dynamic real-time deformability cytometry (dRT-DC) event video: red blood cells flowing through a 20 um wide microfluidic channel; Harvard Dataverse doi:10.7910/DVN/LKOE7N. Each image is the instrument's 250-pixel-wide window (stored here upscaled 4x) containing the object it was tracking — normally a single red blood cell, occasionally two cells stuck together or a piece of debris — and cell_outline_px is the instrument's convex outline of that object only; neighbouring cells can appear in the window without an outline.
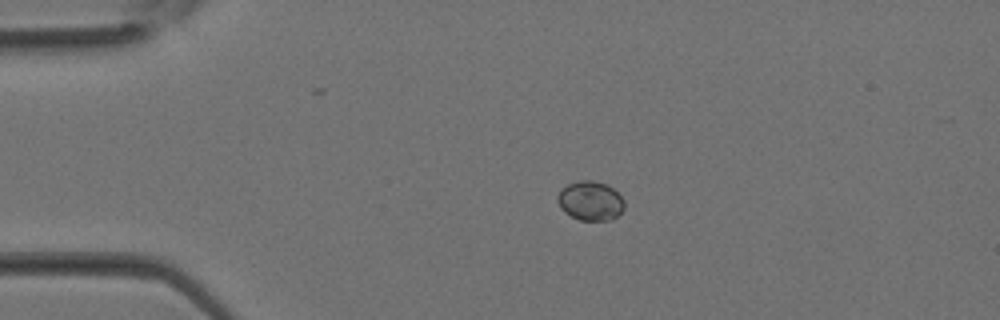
{"species": "Egyptian fruit bat (a non-hibernating species)", "species_latin": "Rousettus aegyptiacus", "temperature_condition": "room temperature", "stored_images_in_passage": 22, "camera_frame_rate_fps": 3000, "um_per_image_px": 0.085, "animal": {"sex": "female"}, "frame": {"image": 1, "passage_image": 1, "time_ms": 0.0, "image_size_px": [1000, 320], "cell_outline_px": [[624, 208], [616, 216], [608, 220], [580, 220], [564, 212], [560, 208], [556, 200], [556, 196], [568, 184], [580, 180], [592, 180], [604, 184], [612, 188], [624, 200]], "centroid_in_image_um": [50.16, 17.07], "position_along_channel_um": 34.8, "area_um2": 15.09}}
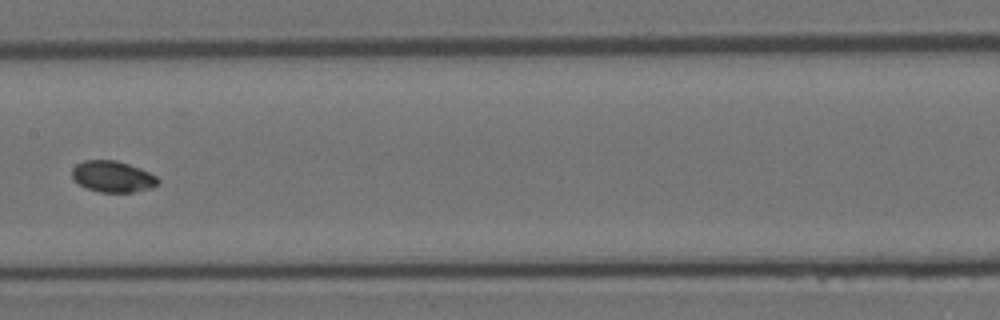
{"frame": {"image": 2, "passage_image": 12, "time_ms": 3.667, "image_size_px": [1000, 320], "cell_outline_px": [[160, 180], [152, 188], [132, 192], [100, 192], [88, 188], [72, 180], [72, 168], [76, 164], [84, 160], [116, 160], [140, 168], [156, 176]], "centroid_in_image_um": [9.56, 15.0], "position_along_channel_um": 197.8, "area_um2": 15.61}}
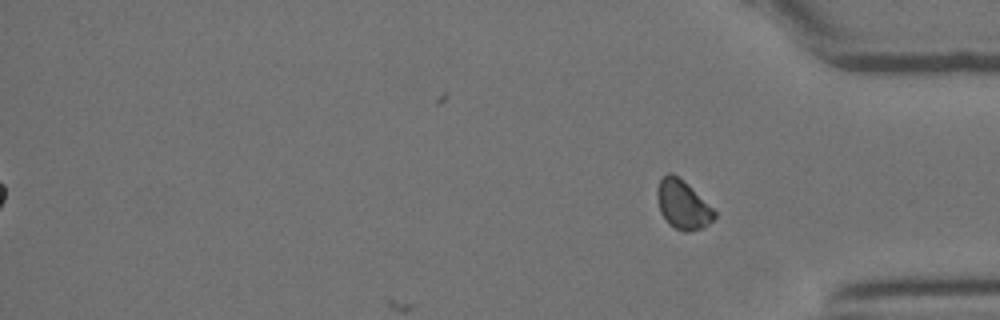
{"frame": {"image": 3, "passage_image": 22, "time_ms": 7.0, "image_size_px": [1000, 320], "cell_outline_px": [[716, 216], [708, 224], [700, 228], [688, 232], [684, 232], [668, 224], [660, 212], [656, 196], [656, 188], [660, 180], [668, 172], [672, 172], [688, 184], [716, 212]], "centroid_in_image_um": [58.0, 17.39], "position_along_channel_um": 377.2, "area_um2": 16.18}}